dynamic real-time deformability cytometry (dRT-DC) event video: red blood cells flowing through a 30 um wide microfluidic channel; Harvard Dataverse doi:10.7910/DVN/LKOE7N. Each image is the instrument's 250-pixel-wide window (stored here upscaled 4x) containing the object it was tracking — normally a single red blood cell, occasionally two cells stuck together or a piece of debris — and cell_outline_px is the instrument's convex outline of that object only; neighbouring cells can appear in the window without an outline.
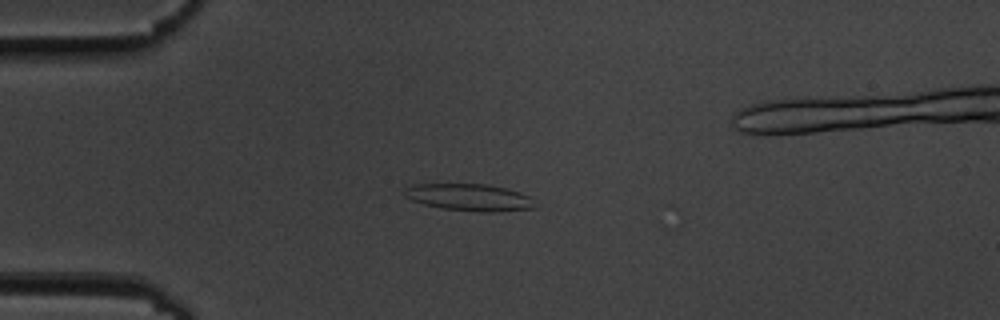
{"species": "common noctule bat (a hibernating species)", "species_latin": "Nyctalus noctula", "temperature_condition": "cold", "stored_images_in_passage": 21, "camera_frame_rate_fps": 3000, "um_per_image_px": 0.085, "animal": {"sex": "male", "body_mass_g": 19.5, "forearm_length_mm": 54.6}, "frame": {"image": 1, "passage_image": 11, "time_ms": 3.333, "image_size_px": [1000, 320], "cell_outline_px": [[536, 208], [496, 212], [480, 212], [444, 208], [424, 204], [412, 200], [404, 196], [404, 188], [416, 184], [484, 184], [504, 188], [528, 196]], "centroid_in_image_um": [39.85, 16.78], "position_along_channel_um": 45.2, "area_um2": 20.17}}
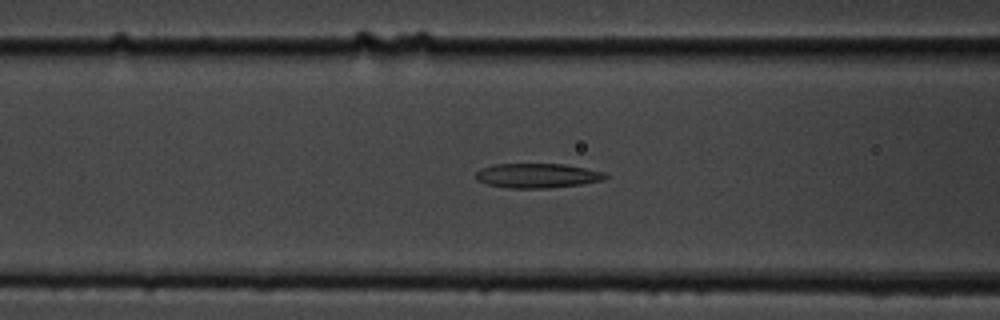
{"frame": {"image": 2, "passage_image": 19, "time_ms": 6.0, "image_size_px": [1000, 320], "cell_outline_px": [[608, 176], [604, 180], [580, 184], [548, 188], [508, 188], [488, 184], [476, 180], [476, 172], [480, 168], [492, 164], [564, 164], [604, 172]], "centroid_in_image_um": [45.64, 14.92], "position_along_channel_um": 121.0, "area_um2": 18.5}}